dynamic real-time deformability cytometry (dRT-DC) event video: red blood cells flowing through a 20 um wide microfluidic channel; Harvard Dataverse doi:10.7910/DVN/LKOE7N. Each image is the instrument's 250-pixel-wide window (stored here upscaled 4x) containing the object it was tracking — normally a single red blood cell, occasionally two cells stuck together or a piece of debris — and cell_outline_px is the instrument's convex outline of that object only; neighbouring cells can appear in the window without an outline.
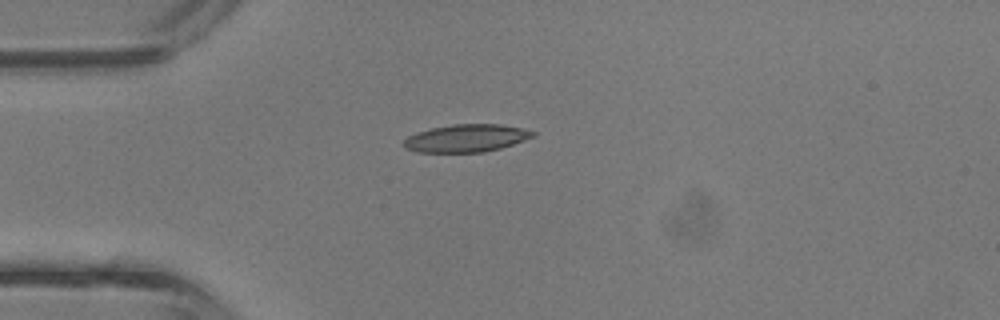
{"species": "common noctule bat (a hibernating species)", "species_latin": "Nyctalus noctula", "temperature_condition": "room temperature", "stored_images_in_passage": 3, "camera_frame_rate_fps": 3000, "um_per_image_px": 0.085, "animal": {"sex": "male", "body_mass_g": 13.3}, "frame": {"image": 1, "passage_image": 3, "time_ms": 0.667, "image_size_px": [1000, 320], "cell_outline_px": [[536, 136], [500, 148], [484, 152], [416, 152], [404, 148], [404, 140], [408, 136], [416, 132], [432, 128], [452, 124], [500, 124], [520, 128], [536, 132]], "centroid_in_image_um": [39.62, 11.74], "position_along_channel_um": 45.4, "area_um2": 20.75}}